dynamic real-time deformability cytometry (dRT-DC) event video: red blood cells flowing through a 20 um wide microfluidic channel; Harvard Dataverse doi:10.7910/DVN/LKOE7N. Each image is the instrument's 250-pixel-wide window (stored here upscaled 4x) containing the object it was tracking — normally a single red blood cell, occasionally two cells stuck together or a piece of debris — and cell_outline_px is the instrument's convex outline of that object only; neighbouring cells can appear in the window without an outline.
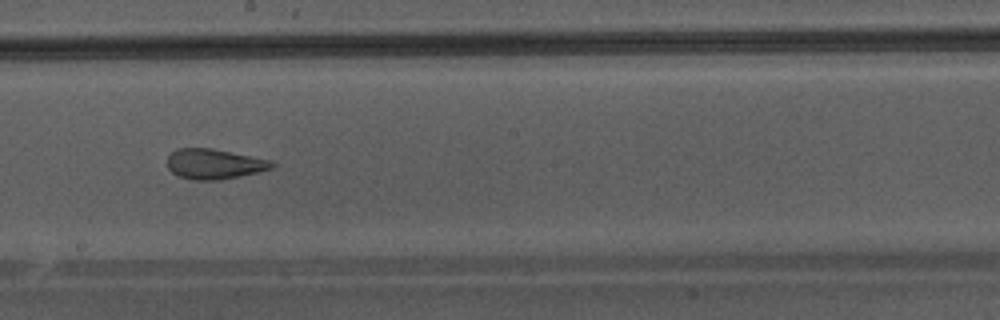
{"species": "Egyptian fruit bat (a non-hibernating species)", "species_latin": "Rousettus aegyptiacus", "temperature_condition": "warm", "stored_images_in_passage": 36, "camera_frame_rate_fps": 3000, "um_per_image_px": 0.085, "animal": {"sex": "male"}, "frame": {"image": 1, "passage_image": 16, "time_ms": 5.0, "image_size_px": [1000, 320], "cell_outline_px": [[276, 164], [272, 168], [240, 176], [220, 180], [192, 180], [180, 176], [172, 172], [168, 168], [168, 156], [176, 148], [212, 148], [272, 160]], "centroid_in_image_um": [18.21, 13.93], "position_along_channel_um": 230.0, "area_um2": 18.38}}